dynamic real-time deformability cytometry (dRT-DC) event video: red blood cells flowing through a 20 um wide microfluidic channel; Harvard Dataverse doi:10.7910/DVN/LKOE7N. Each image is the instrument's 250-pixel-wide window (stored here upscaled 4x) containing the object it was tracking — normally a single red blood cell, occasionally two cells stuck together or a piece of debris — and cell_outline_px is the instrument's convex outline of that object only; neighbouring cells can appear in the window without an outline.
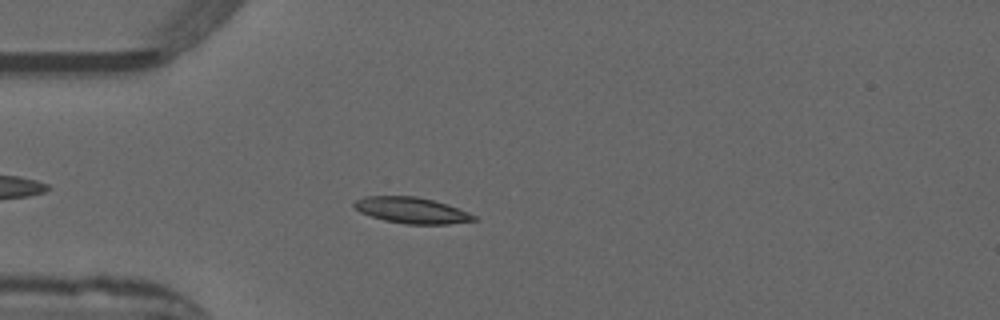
{"species": "common noctule bat (a hibernating species)", "species_latin": "Nyctalus noctula", "temperature_condition": "warm", "stored_images_in_passage": 46, "camera_frame_rate_fps": 3000, "um_per_image_px": 0.085, "animal": {"sex": "male", "forearm_length_mm": 52.5}, "frame": {"image": 1, "passage_image": 9, "time_ms": 2.667, "image_size_px": [1000, 320], "cell_outline_px": [[476, 220], [448, 224], [408, 224], [384, 220], [360, 212], [352, 204], [356, 200], [364, 196], [416, 196], [448, 204], [468, 212], [476, 216]], "centroid_in_image_um": [34.99, 17.87], "position_along_channel_um": 50.0, "area_um2": 18.03}}
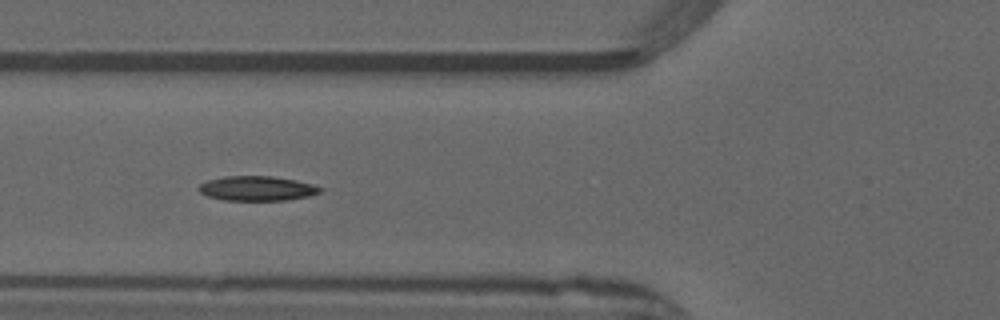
{"frame": {"image": 2, "passage_image": 14, "time_ms": 4.333, "image_size_px": [1000, 320], "cell_outline_px": [[324, 188], [320, 192], [308, 196], [288, 200], [224, 200], [208, 196], [200, 192], [196, 188], [200, 184], [208, 180], [224, 176], [272, 176], [296, 180], [312, 184]], "centroid_in_image_um": [21.84, 16.01], "position_along_channel_um": 104.0, "area_um2": 17.46}}
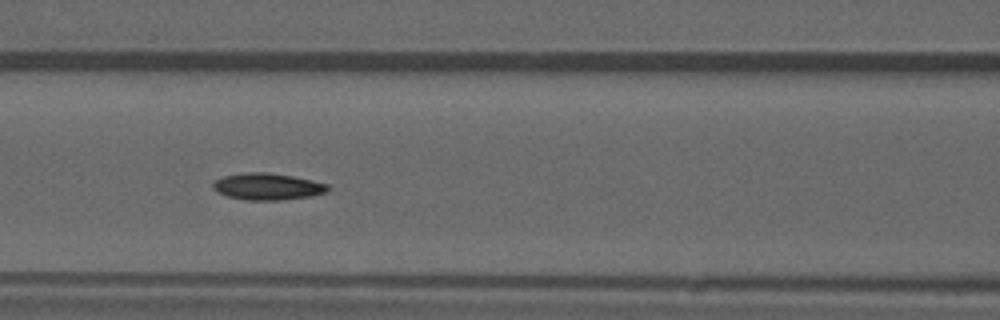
{"frame": {"image": 3, "passage_image": 17, "time_ms": 5.333, "image_size_px": [1000, 320], "cell_outline_px": [[328, 192], [312, 196], [280, 200], [244, 200], [228, 196], [216, 192], [212, 188], [212, 184], [216, 180], [224, 176], [244, 172], [268, 172], [292, 176], [312, 180], [328, 184]], "centroid_in_image_um": [22.73, 15.86], "position_along_channel_um": 143.9, "area_um2": 17.98}, "authors_computed_cell_mechanics": {"area_um2": 17.4267, "velocity_mm_per_s": 3.959, "shape_relaxation_time_tau1_ms": 10.7135, "shape_relaxation_time_tau2_ms": 4.017, "deformation_change_tau1": 0.227, "deformation_change_tau2": 0.0798}}